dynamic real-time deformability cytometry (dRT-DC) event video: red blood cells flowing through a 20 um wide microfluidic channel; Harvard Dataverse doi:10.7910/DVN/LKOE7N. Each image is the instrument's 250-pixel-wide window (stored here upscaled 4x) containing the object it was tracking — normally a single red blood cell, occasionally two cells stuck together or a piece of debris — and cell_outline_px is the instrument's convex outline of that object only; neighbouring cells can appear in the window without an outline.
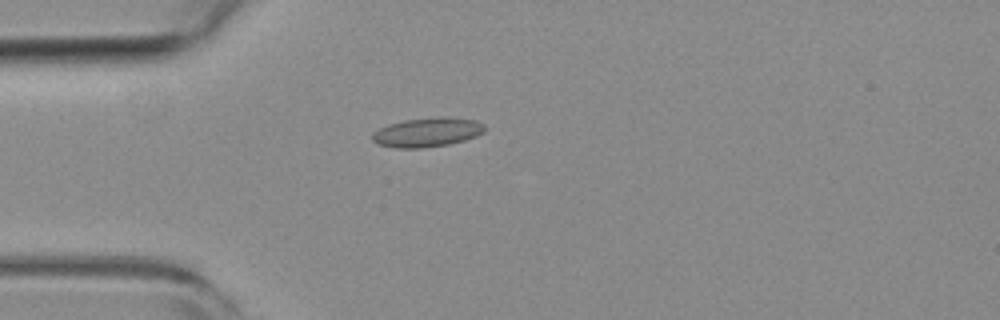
{"species": "common noctule bat (a hibernating species)", "species_latin": "Nyctalus noctula", "temperature_condition": "room temperature", "stored_images_in_passage": 54, "camera_frame_rate_fps": 3000, "um_per_image_px": 0.085, "animal": {"sex": "female", "body_mass_g": 19.3, "forearm_length_mm": 54.1}, "frame": {"image": 1, "passage_image": 15, "time_ms": 4.667, "image_size_px": [1000, 320], "cell_outline_px": [[484, 132], [476, 136], [464, 140], [448, 144], [420, 148], [396, 148], [376, 144], [372, 140], [372, 132], [388, 124], [404, 120], [444, 116], [476, 120], [484, 124]], "centroid_in_image_um": [36.29, 11.24], "position_along_channel_um": 48.7, "area_um2": 19.19}}
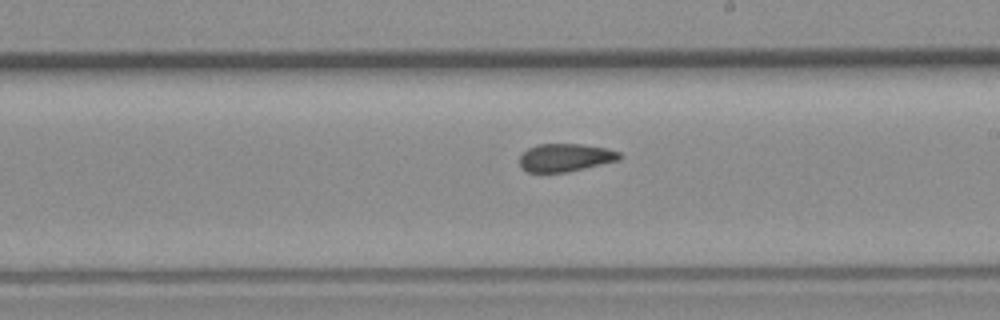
{"frame": {"image": 2, "passage_image": 31, "time_ms": 10.0, "image_size_px": [1000, 320], "cell_outline_px": [[624, 156], [620, 160], [568, 172], [528, 172], [520, 168], [520, 156], [528, 148], [536, 144], [584, 144], [608, 148], [620, 152]], "centroid_in_image_um": [48.09, 13.39], "position_along_channel_um": 240.9, "area_um2": 16.53}}
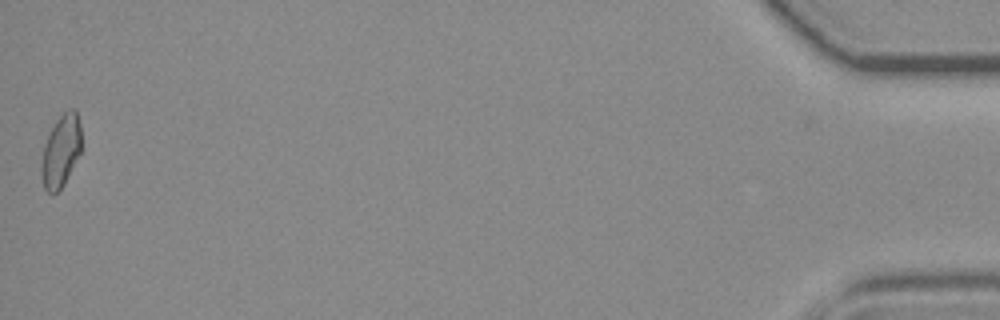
{"frame": {"image": 3, "passage_image": 54, "time_ms": 17.667, "image_size_px": [1000, 320], "cell_outline_px": [[80, 152], [64, 184], [52, 196], [44, 188], [40, 172], [40, 168], [44, 144], [56, 120], [68, 108], [76, 108], [80, 124]], "centroid_in_image_um": [5.16, 12.83], "position_along_channel_um": 430.0, "area_um2": 16.76}, "authors_computed_cell_mechanics": {"area_um2": 17.1377, "velocity_mm_per_s": 3.8265, "shape_relaxation_time_tau1_ms": null, "shape_relaxation_time_tau2_ms": 2.3503, "deformation_change_tau1": null, "deformation_change_tau2": 0.0886}}